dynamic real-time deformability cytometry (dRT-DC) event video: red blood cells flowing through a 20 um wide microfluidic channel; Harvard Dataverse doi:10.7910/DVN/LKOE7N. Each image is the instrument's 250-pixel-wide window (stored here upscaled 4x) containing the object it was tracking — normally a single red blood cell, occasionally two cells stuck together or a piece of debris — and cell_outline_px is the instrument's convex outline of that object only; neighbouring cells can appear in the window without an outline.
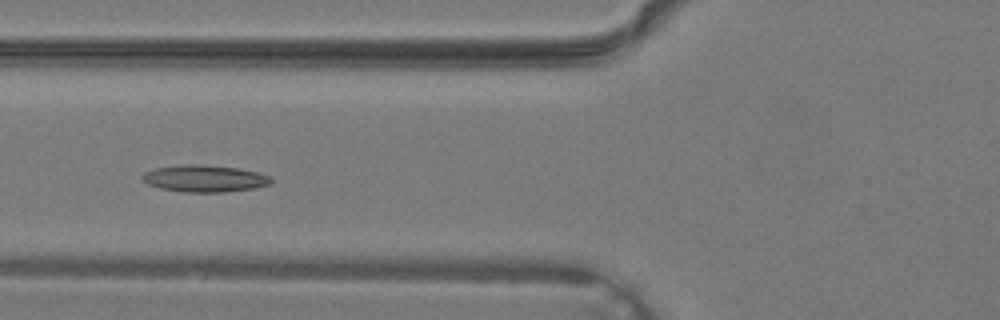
{"species": "common noctule bat (a hibernating species)", "species_latin": "Nyctalus noctula", "temperature_condition": "warm", "stored_images_in_passage": 24, "camera_frame_rate_fps": 3000, "um_per_image_px": 0.085, "animal": {"sex": "male", "body_mass_g": 19.2, "forearm_length_mm": 51.8}, "frame": {"image": 1, "passage_image": 5, "time_ms": 1.333, "image_size_px": [1000, 320], "cell_outline_px": [[272, 180], [268, 184], [252, 188], [224, 192], [184, 192], [160, 188], [148, 184], [140, 176], [144, 172], [156, 168], [180, 164], [200, 164], [236, 168], [256, 172], [272, 176]], "centroid_in_image_um": [17.35, 15.17], "position_along_channel_um": 108.4, "area_um2": 20.06}}
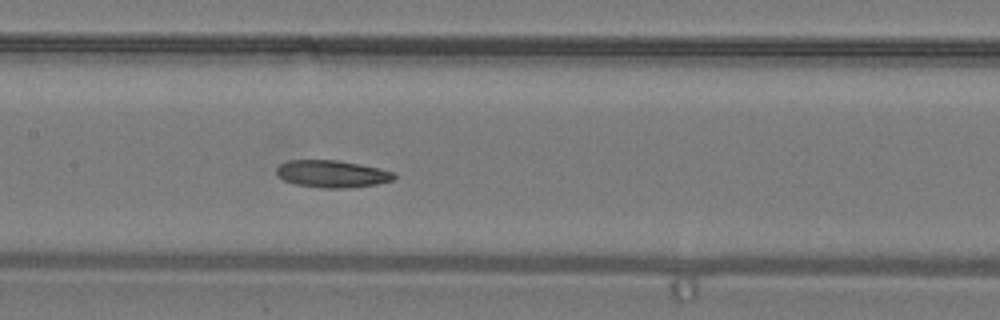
{"frame": {"image": 2, "passage_image": 9, "time_ms": 2.667, "image_size_px": [1000, 320], "cell_outline_px": [[396, 176], [392, 180], [376, 184], [348, 188], [320, 188], [296, 184], [284, 180], [276, 172], [276, 168], [280, 164], [288, 160], [336, 160], [380, 168], [396, 172]], "centroid_in_image_um": [28.24, 14.78], "position_along_channel_um": 179.2, "area_um2": 18.61}}
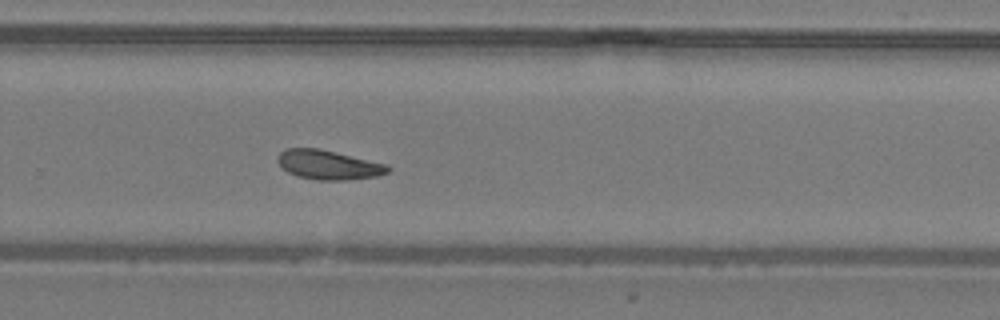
{"frame": {"image": 3, "passage_image": 16, "time_ms": 5.0, "image_size_px": [1000, 320], "cell_outline_px": [[392, 168], [388, 172], [376, 176], [348, 180], [320, 180], [296, 176], [288, 172], [276, 160], [276, 156], [284, 148], [320, 148], [388, 164]], "centroid_in_image_um": [27.92, 14.0], "position_along_channel_um": 301.9, "area_um2": 19.02}}